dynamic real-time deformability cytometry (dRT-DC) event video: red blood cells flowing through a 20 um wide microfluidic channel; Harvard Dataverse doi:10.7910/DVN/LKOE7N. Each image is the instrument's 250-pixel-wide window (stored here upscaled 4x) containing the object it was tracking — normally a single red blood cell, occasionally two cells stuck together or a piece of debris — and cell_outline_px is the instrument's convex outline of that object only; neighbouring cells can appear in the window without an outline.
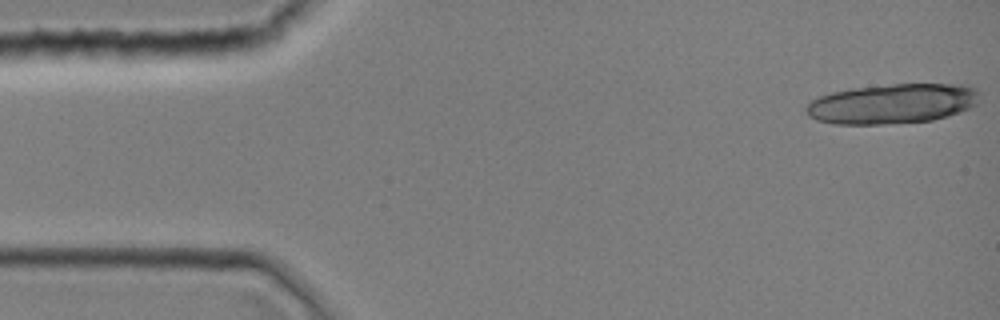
{"species": "common noctule bat (a hibernating species)", "species_latin": "Nyctalus noctula", "temperature_condition": "room temperature", "stored_images_in_passage": 11, "camera_frame_rate_fps": 3000, "um_per_image_px": 0.085, "animal": {"sex": "female", "body_mass_g": 19.0, "forearm_length_mm": 51.5}, "frame": {"image": 1, "passage_image": 1, "time_ms": 0.0, "image_size_px": [1000, 320], "cell_outline_px": [[980, 92], [976, 104], [972, 108], [948, 116], [932, 120], [884, 124], [832, 124], [816, 120], [808, 116], [804, 108], [808, 100], [832, 92], [852, 88], [892, 84], [968, 84], [976, 88]], "centroid_in_image_um": [75.84, 8.81], "position_along_channel_um": 9.2, "area_um2": 40.81}}